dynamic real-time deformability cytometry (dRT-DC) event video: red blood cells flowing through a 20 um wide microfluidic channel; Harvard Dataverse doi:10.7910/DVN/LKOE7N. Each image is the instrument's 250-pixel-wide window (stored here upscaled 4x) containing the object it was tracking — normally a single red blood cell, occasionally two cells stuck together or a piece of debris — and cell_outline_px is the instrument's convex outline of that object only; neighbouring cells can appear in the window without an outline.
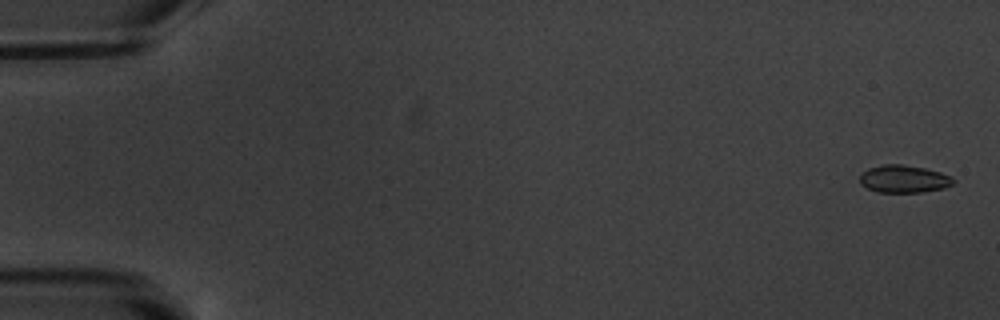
{"species": "common noctule bat (a hibernating species)", "species_latin": "Nyctalus noctula", "temperature_condition": "warm", "stored_images_in_passage": 6, "camera_frame_rate_fps": 3000, "um_per_image_px": 0.085, "animal": {"sex": "male", "body_mass_g": 20.1, "forearm_length_mm": 53.5}, "frame": {"image": 1, "passage_image": 1, "time_ms": 0.0, "image_size_px": [1000, 320], "cell_outline_px": [[956, 180], [952, 184], [944, 188], [920, 192], [876, 192], [860, 184], [860, 176], [868, 168], [884, 164], [900, 164], [924, 168], [940, 172], [952, 176]], "centroid_in_image_um": [76.84, 15.21], "position_along_channel_um": 8.2, "area_um2": 14.97}}
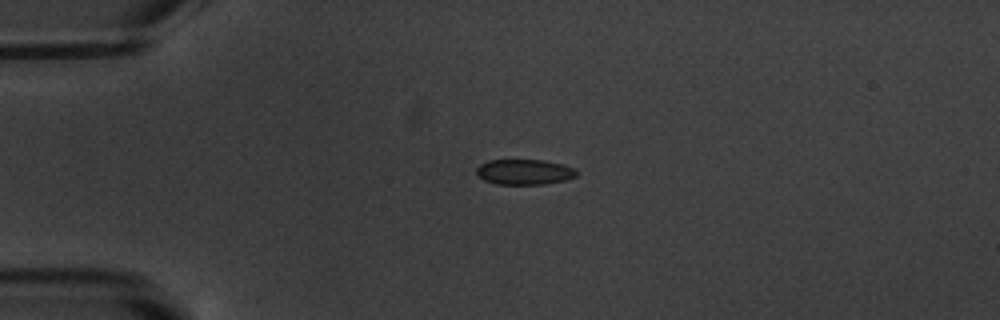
{"frame": {"image": 2, "passage_image": 4, "time_ms": 4.333, "image_size_px": [1000, 320], "cell_outline_px": [[576, 176], [564, 180], [544, 184], [496, 184], [484, 180], [476, 172], [476, 168], [480, 164], [488, 160], [544, 160], [564, 164], [576, 168]], "centroid_in_image_um": [44.58, 14.6], "position_along_channel_um": 40.4, "area_um2": 14.8}}